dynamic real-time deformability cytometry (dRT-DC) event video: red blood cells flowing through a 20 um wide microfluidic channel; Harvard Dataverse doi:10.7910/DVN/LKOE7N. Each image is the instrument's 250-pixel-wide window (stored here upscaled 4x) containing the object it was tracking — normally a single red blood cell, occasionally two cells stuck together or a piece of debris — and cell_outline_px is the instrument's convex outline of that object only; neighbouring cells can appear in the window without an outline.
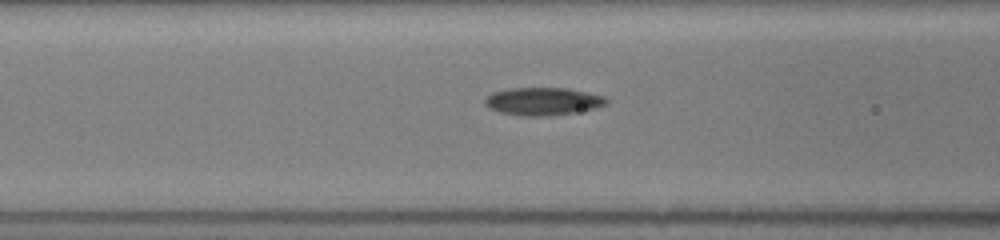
{"species": "common noctule bat (a hibernating species)", "species_latin": "Nyctalus noctula", "temperature_condition": "room temperature", "stored_images_in_passage": 15, "camera_frame_rate_fps": 3000, "um_per_image_px": 0.085, "animal": {"sex": "female", "body_mass_g": 19.5, "forearm_length_mm": 54.1}, "frame": {"image": 1, "passage_image": 13, "time_ms": 4.0, "image_size_px": [1000, 240], "cell_outline_px": [[608, 104], [596, 108], [576, 112], [552, 116], [520, 116], [500, 112], [488, 108], [484, 104], [484, 100], [492, 92], [508, 88], [568, 88], [604, 96], [608, 100]], "centroid_in_image_um": [46.14, 8.62], "position_along_channel_um": 120.5, "area_um2": 19.88}}